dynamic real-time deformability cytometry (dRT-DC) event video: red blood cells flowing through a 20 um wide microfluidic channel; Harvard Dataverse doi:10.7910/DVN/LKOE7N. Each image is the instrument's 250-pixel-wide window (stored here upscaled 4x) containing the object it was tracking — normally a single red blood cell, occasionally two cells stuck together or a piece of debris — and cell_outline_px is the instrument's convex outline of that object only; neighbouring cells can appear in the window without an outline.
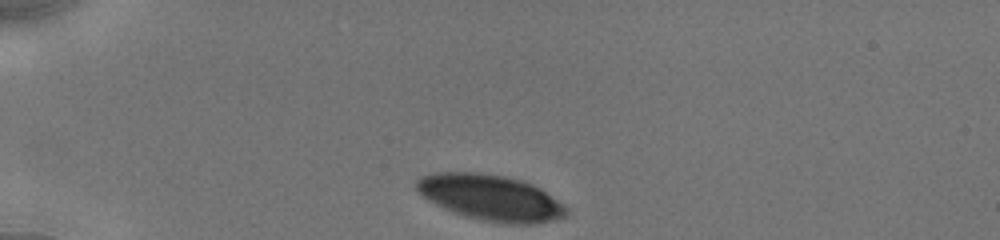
{"species": "human", "species_latin": "Homo sapiens", "temperature_condition": "cold", "stored_images_in_passage": 7, "camera_frame_rate_fps": 3000, "um_per_image_px": 0.085, "donor": {"sex": "male"}, "frame": {"image": 1, "passage_image": 1, "time_ms": 0.0, "image_size_px": [1000, 240], "cell_outline_px": [[568, 212], [564, 216], [552, 220], [532, 224], [504, 224], [464, 216], [452, 212], [428, 200], [416, 188], [416, 180], [420, 176], [432, 172], [476, 172], [504, 176], [520, 180], [532, 184], [540, 188], [568, 208]], "centroid_in_image_um": [41.68, 16.79], "position_along_channel_um": 43.3, "area_um2": 39.88}}
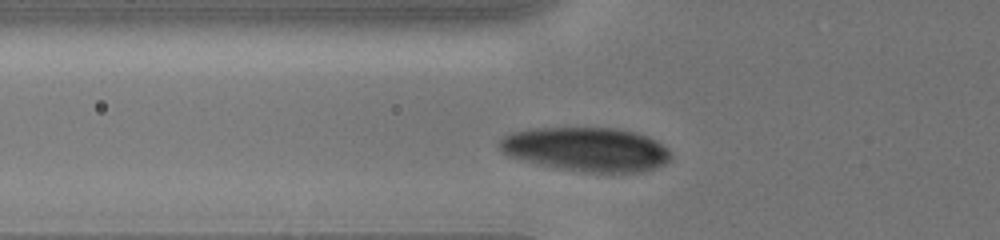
{"frame": {"image": 2, "passage_image": 4, "time_ms": 2.0, "image_size_px": [1000, 240], "cell_outline_px": [[672, 160], [668, 164], [644, 172], [584, 172], [560, 168], [540, 164], [508, 156], [500, 148], [500, 140], [504, 136], [512, 132], [532, 128], [616, 128], [648, 136], [656, 140], [668, 148], [672, 152]], "centroid_in_image_um": [49.93, 12.7], "position_along_channel_um": 75.9, "area_um2": 44.1}}
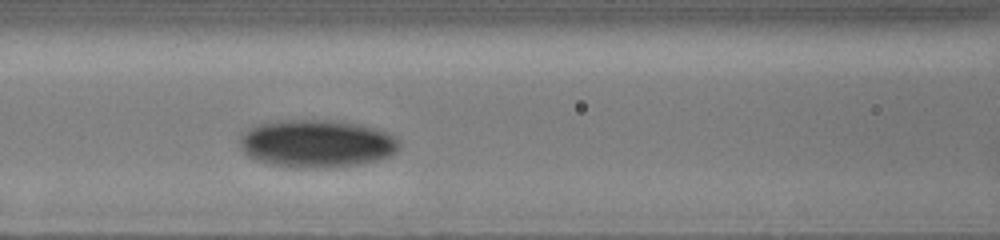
{"frame": {"image": 3, "passage_image": 6, "time_ms": 3.667, "image_size_px": [1000, 240], "cell_outline_px": [[400, 144], [396, 152], [392, 156], [376, 160], [356, 164], [332, 168], [296, 168], [268, 164], [256, 160], [248, 156], [240, 148], [240, 136], [248, 128], [256, 124], [276, 120], [344, 120], [364, 124], [388, 132], [400, 140]], "centroid_in_image_um": [26.93, 12.19], "position_along_channel_um": 139.7, "area_um2": 45.32}}